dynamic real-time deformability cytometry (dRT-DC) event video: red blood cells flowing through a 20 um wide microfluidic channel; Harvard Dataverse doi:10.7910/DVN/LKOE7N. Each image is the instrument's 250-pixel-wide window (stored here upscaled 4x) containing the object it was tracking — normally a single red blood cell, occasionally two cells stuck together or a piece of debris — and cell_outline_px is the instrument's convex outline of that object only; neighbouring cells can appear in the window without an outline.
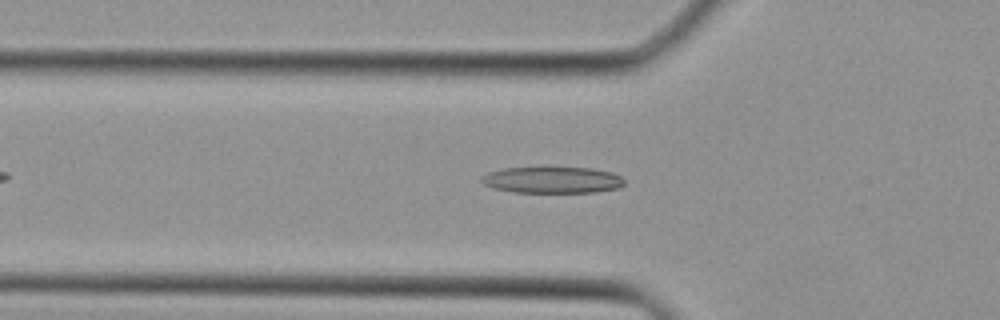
{"species": "Egyptian fruit bat (a non-hibernating species)", "species_latin": "Rousettus aegyptiacus", "temperature_condition": "cold", "stored_images_in_passage": 33, "camera_frame_rate_fps": 3000, "um_per_image_px": 0.085, "animal": {"sex": "female"}, "frame": {"image": 1, "passage_image": 7, "time_ms": 2.0, "image_size_px": [1000, 320], "cell_outline_px": [[624, 184], [620, 188], [596, 192], [512, 192], [492, 188], [484, 184], [480, 180], [480, 176], [488, 172], [504, 168], [540, 164], [592, 168], [612, 172], [620, 176], [624, 180]], "centroid_in_image_um": [46.9, 15.24], "position_along_channel_um": 78.9, "area_um2": 23.29}}
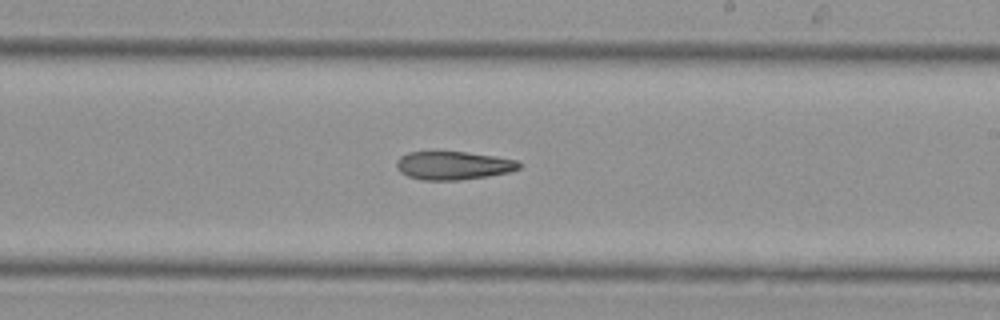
{"frame": {"image": 2, "passage_image": 17, "time_ms": 5.333, "image_size_px": [1000, 320], "cell_outline_px": [[520, 168], [508, 172], [488, 176], [460, 180], [424, 180], [408, 176], [400, 172], [396, 168], [396, 160], [400, 156], [408, 152], [464, 152], [492, 156], [516, 160], [520, 164]], "centroid_in_image_um": [38.48, 14.07], "position_along_channel_um": 250.5, "area_um2": 20.06}}
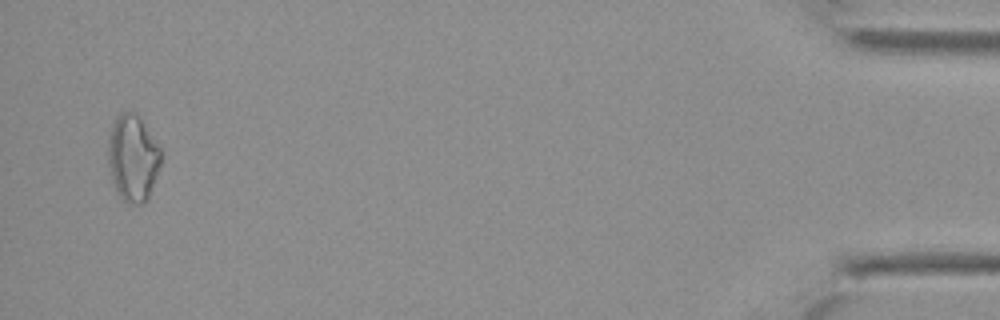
{"frame": {"image": 3, "passage_image": 32, "time_ms": 10.333, "image_size_px": [1000, 320], "cell_outline_px": [[160, 168], [148, 196], [140, 204], [128, 204], [116, 192], [112, 184], [108, 164], [108, 136], [112, 124], [116, 116], [120, 112], [132, 112], [140, 120], [160, 148]], "centroid_in_image_um": [11.24, 13.46], "position_along_channel_um": 424.0, "area_um2": 26.36}}